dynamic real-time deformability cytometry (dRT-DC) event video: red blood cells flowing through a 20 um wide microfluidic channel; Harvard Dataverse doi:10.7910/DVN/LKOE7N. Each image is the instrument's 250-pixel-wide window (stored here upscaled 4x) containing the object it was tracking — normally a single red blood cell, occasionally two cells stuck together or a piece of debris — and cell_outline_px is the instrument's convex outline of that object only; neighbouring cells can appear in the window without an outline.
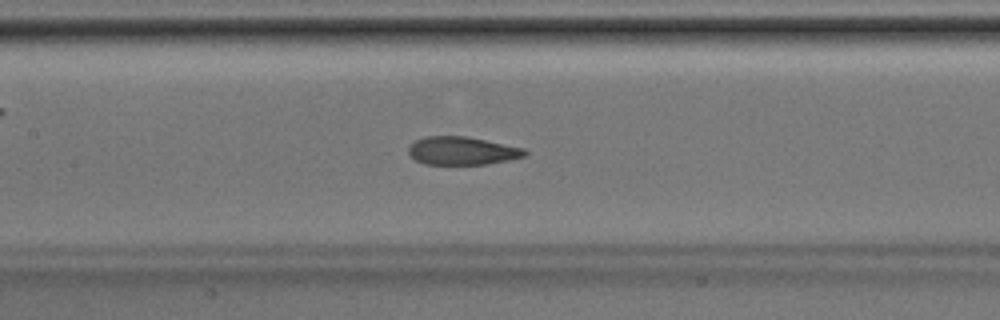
{"species": "Egyptian fruit bat (a non-hibernating species)", "species_latin": "Rousettus aegyptiacus", "temperature_condition": "room temperature", "stored_images_in_passage": 40, "camera_frame_rate_fps": 3000, "um_per_image_px": 0.085, "animal": {"sex": "male"}, "frame": {"image": 1, "passage_image": 18, "time_ms": 5.667, "image_size_px": [1000, 320], "cell_outline_px": [[528, 152], [524, 156], [508, 160], [488, 164], [424, 164], [416, 160], [408, 152], [408, 148], [416, 140], [428, 136], [468, 136], [524, 148]], "centroid_in_image_um": [39.3, 12.81], "position_along_channel_um": 168.1, "area_um2": 18.96}}